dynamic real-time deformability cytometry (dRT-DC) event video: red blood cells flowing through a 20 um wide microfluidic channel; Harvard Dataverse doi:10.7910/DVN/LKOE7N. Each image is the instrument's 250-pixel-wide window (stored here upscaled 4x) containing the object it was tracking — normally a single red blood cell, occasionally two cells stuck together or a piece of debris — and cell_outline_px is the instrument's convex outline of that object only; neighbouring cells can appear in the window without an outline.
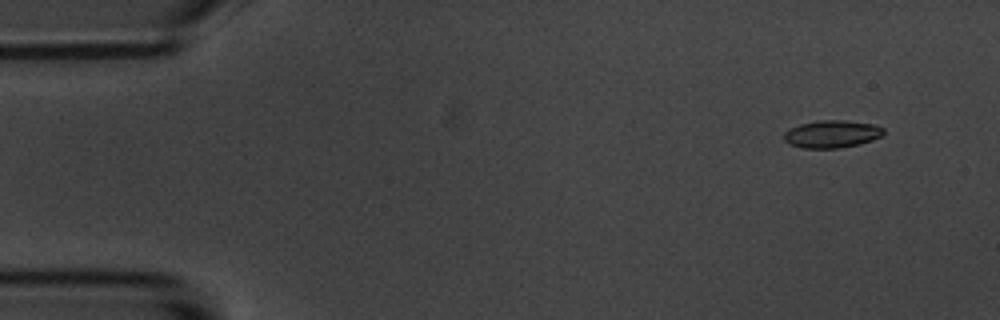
{"species": "common noctule bat (a hibernating species)", "species_latin": "Nyctalus noctula", "temperature_condition": "room temperature", "stored_images_in_passage": 52, "camera_frame_rate_fps": 3000, "um_per_image_px": 0.085, "animal": {"sex": "male", "body_mass_g": 20.1, "forearm_length_mm": 53.5}, "frame": {"image": 1, "passage_image": 1, "time_ms": 0.0, "image_size_px": [1000, 320], "cell_outline_px": [[884, 132], [880, 136], [872, 140], [860, 144], [840, 148], [800, 148], [788, 144], [784, 140], [784, 132], [800, 124], [820, 120], [844, 120], [876, 124], [884, 128]], "centroid_in_image_um": [70.71, 11.39], "position_along_channel_um": 14.3, "area_um2": 16.07}}
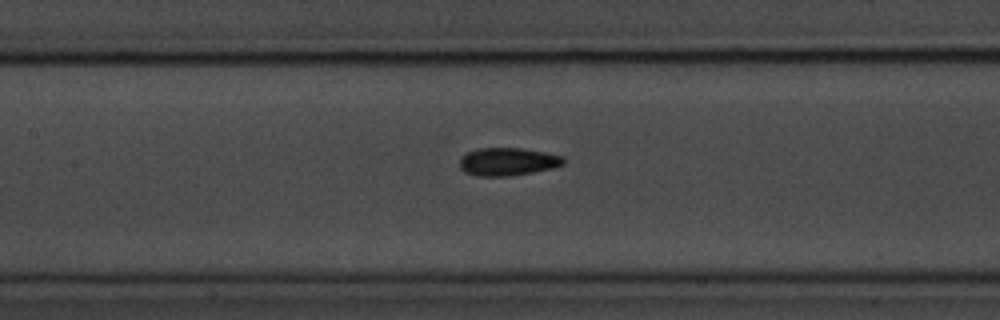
{"frame": {"image": 2, "passage_image": 22, "time_ms": 7.0, "image_size_px": [1000, 320], "cell_outline_px": [[564, 164], [552, 168], [532, 172], [508, 176], [476, 176], [464, 172], [460, 168], [460, 156], [468, 152], [480, 148], [520, 148], [544, 152], [564, 156]], "centroid_in_image_um": [43.13, 13.74], "position_along_channel_um": 164.3, "area_um2": 16.88}}
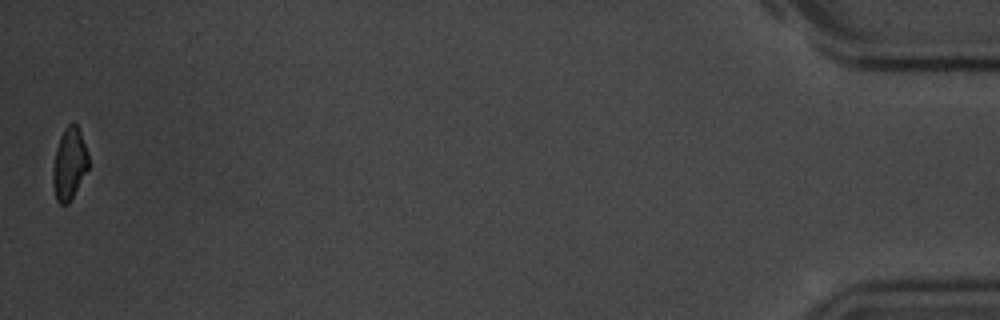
{"frame": {"image": 3, "passage_image": 52, "time_ms": 17.0, "image_size_px": [1000, 320], "cell_outline_px": [[88, 168], [68, 204], [60, 204], [56, 200], [52, 184], [52, 168], [56, 148], [60, 136], [64, 128], [72, 120], [76, 124], [80, 132], [88, 152]], "centroid_in_image_um": [5.87, 13.9], "position_along_channel_um": 429.3, "area_um2": 14.97}, "authors_computed_cell_mechanics": {"area_um2": 16.1262, "velocity_mm_per_s": 3.603, "shape_relaxation_time_tau1_ms": 2.7646, "shape_relaxation_time_tau2_ms": 2.9745, "deformation_change_tau1": 0.111, "deformation_change_tau2": 0.0629}}